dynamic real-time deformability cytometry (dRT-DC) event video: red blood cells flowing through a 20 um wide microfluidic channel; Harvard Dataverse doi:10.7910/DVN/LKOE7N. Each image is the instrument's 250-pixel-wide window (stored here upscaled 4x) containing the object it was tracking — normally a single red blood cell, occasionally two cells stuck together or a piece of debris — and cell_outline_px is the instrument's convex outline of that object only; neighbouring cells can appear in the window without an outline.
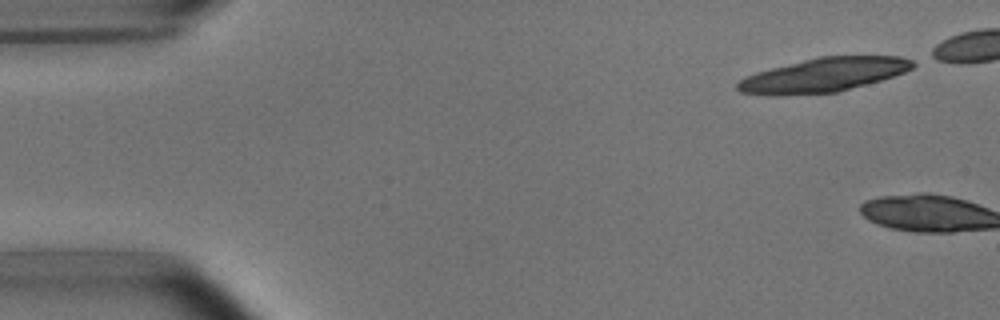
{"species": "common noctule bat (a hibernating species)", "species_latin": "Nyctalus noctula", "temperature_condition": "room temperature", "stored_images_in_passage": 3, "camera_frame_rate_fps": 3000, "um_per_image_px": 0.085, "animal": {"sex": "male", "body_mass_g": 15.6}, "frame": {"image": 1, "passage_image": 2, "time_ms": 0.333, "image_size_px": [1000, 320], "cell_outline_px": [[916, 64], [912, 68], [904, 72], [880, 80], [836, 92], [780, 96], [768, 96], [740, 92], [736, 88], [736, 84], [744, 76], [756, 72], [820, 56], [900, 56], [912, 60]], "centroid_in_image_um": [69.95, 6.38], "position_along_channel_um": 15.0, "area_um2": 34.62}}